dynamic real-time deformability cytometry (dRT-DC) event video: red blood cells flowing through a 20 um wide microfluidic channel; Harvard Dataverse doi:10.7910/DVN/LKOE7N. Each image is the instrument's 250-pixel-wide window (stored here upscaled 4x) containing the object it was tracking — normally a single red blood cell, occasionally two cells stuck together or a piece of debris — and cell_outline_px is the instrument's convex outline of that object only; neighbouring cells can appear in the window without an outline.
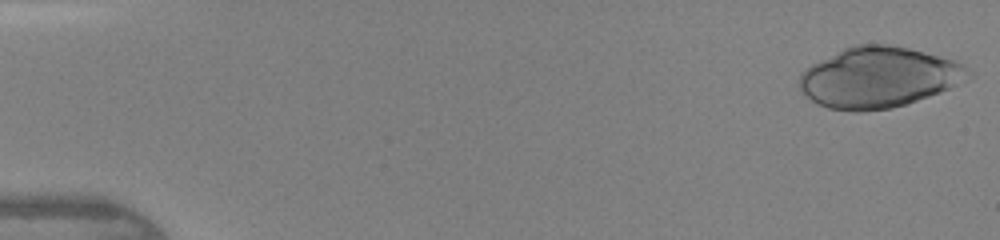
{"species": "human", "species_latin": "Homo sapiens", "temperature_condition": "warm", "stored_images_in_passage": 19, "camera_frame_rate_fps": 3000, "um_per_image_px": 0.085, "donor": {"sex": "female"}, "frame": {"image": 1, "passage_image": 1, "time_ms": 0.0, "image_size_px": [1000, 240], "cell_outline_px": [[972, 76], [940, 92], [892, 108], [860, 112], [852, 112], [828, 108], [816, 104], [800, 92], [796, 84], [800, 72], [812, 64], [844, 48], [856, 44], [884, 44], [908, 48], [952, 60], [964, 64], [972, 72]], "centroid_in_image_um": [74.61, 6.59], "position_along_channel_um": 10.4, "area_um2": 59.71}}
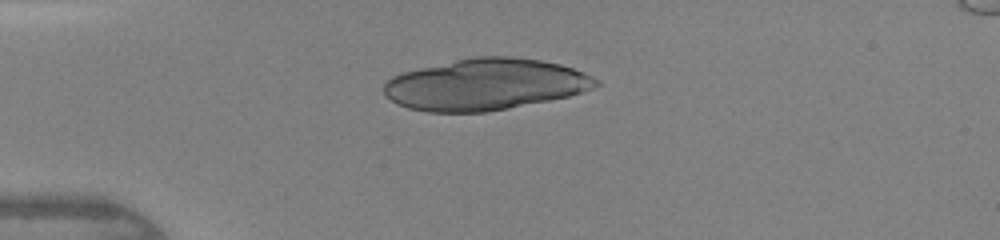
{"frame": {"image": 2, "passage_image": 11, "time_ms": 3.333, "image_size_px": [1000, 240], "cell_outline_px": [[600, 84], [592, 88], [568, 96], [488, 112], [428, 112], [408, 108], [396, 104], [384, 96], [384, 84], [392, 76], [404, 72], [420, 68], [456, 60], [476, 56], [512, 56], [540, 60], [560, 64], [584, 72], [600, 80]], "centroid_in_image_um": [41.24, 7.18], "position_along_channel_um": 43.8, "area_um2": 63.35}}